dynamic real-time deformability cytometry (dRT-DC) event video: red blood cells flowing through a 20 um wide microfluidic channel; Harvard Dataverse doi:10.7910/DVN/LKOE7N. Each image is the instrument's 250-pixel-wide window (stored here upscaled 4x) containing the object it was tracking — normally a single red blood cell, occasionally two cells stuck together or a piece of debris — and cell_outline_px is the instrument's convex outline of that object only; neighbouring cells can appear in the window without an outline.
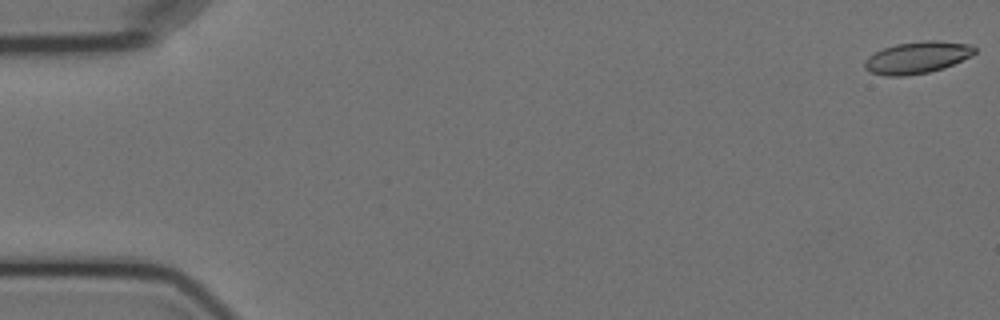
{"species": "Egyptian fruit bat (a non-hibernating species)", "species_latin": "Rousettus aegyptiacus", "temperature_condition": "cold", "stored_images_in_passage": 3, "camera_frame_rate_fps": 3000, "um_per_image_px": 0.085, "animal": {"sex": "female"}, "frame": {"image": 1, "passage_image": 1, "time_ms": 0.0, "image_size_px": [1000, 320], "cell_outline_px": [[976, 52], [944, 68], [928, 72], [904, 76], [884, 76], [868, 72], [864, 68], [864, 60], [868, 56], [884, 48], [896, 44], [924, 40], [936, 40], [972, 44], [976, 48]], "centroid_in_image_um": [77.92, 4.89], "position_along_channel_um": 7.1, "area_um2": 20.46}}
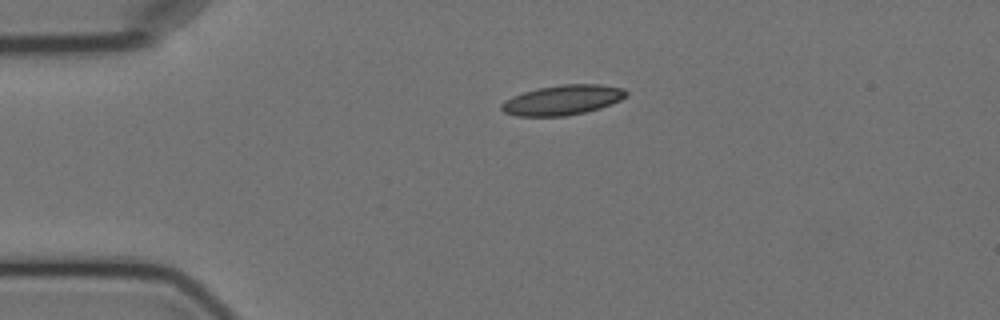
{"frame": {"image": 2, "passage_image": 2, "time_ms": 4.0, "image_size_px": [1000, 320], "cell_outline_px": [[628, 96], [620, 100], [600, 108], [584, 112], [564, 116], [516, 116], [504, 112], [500, 108], [500, 104], [504, 100], [512, 96], [524, 92], [540, 88], [564, 84], [600, 84], [624, 88], [628, 92]], "centroid_in_image_um": [47.82, 8.5], "position_along_channel_um": 37.2, "area_um2": 21.73}}